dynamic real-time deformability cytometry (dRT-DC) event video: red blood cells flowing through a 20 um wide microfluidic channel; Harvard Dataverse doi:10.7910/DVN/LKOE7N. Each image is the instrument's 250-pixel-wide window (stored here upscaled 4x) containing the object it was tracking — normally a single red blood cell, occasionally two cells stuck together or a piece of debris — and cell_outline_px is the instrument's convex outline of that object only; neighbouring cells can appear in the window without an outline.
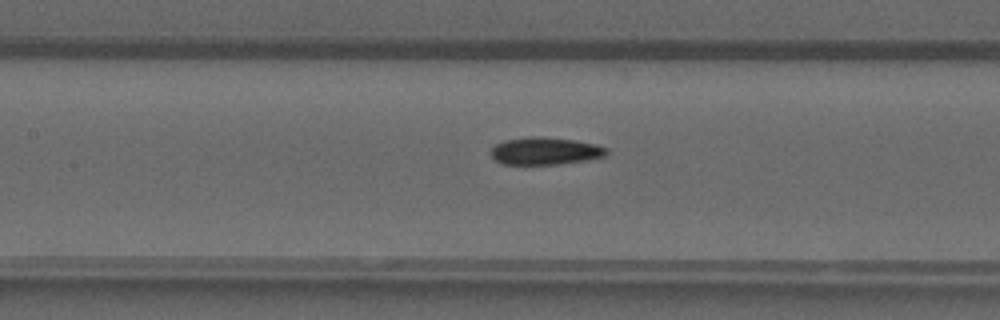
{"species": "common noctule bat (a hibernating species)", "species_latin": "Nyctalus noctula", "temperature_condition": "warm", "stored_images_in_passage": 33, "camera_frame_rate_fps": 3000, "um_per_image_px": 0.085, "animal": {"sex": "male", "forearm_length_mm": 52.5}, "frame": {"image": 1, "passage_image": 7, "time_ms": 2.0, "image_size_px": [1000, 320], "cell_outline_px": [[600, 152], [592, 156], [568, 160], [528, 164], [500, 160], [496, 156], [496, 148], [504, 144], [520, 140], [560, 140], [584, 144], [600, 148]], "centroid_in_image_um": [46.22, 12.86], "position_along_channel_um": 161.2, "area_um2": 13.64}}
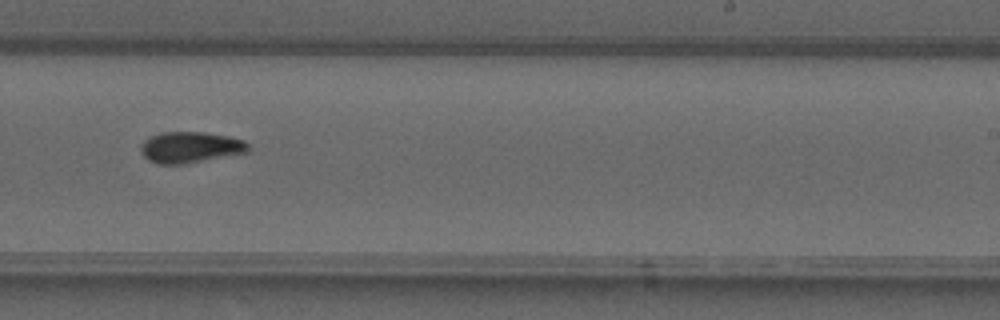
{"frame": {"image": 2, "passage_image": 15, "time_ms": 4.667, "image_size_px": [1000, 320], "cell_outline_px": [[244, 144], [240, 148], [180, 160], [156, 160], [148, 156], [148, 144], [160, 136], [212, 136], [236, 140]], "centroid_in_image_um": [16.07, 12.48], "position_along_channel_um": 272.9, "area_um2": 12.48}}
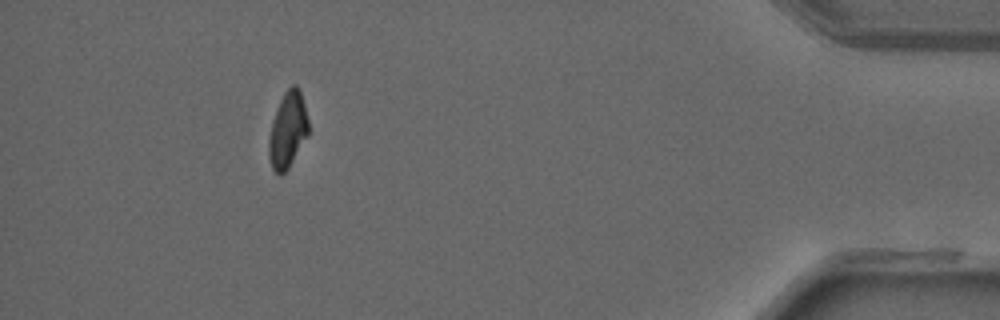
{"frame": {"image": 3, "passage_image": 29, "time_ms": 9.333, "image_size_px": [1000, 320], "cell_outline_px": [[308, 132], [288, 164], [280, 172], [272, 164], [272, 132], [280, 108], [288, 92], [292, 88], [296, 88], [300, 96], [308, 124]], "centroid_in_image_um": [24.53, 11.05], "position_along_channel_um": 410.7, "area_um2": 13.93}}